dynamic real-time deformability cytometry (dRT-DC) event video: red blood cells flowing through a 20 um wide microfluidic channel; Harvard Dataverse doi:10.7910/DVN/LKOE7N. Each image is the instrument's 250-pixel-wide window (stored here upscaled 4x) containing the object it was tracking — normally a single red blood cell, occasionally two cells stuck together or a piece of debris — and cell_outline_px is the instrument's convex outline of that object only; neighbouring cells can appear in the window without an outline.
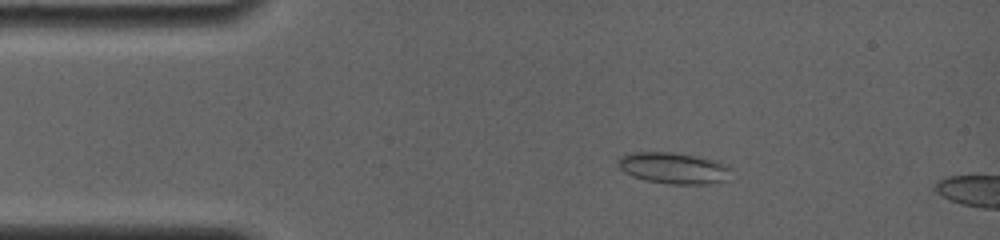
{"species": "common noctule bat (a hibernating species)", "species_latin": "Nyctalus noctula", "temperature_condition": "room temperature", "stored_images_in_passage": 4, "camera_frame_rate_fps": 4000, "um_per_image_px": 0.085, "animal": {"sex": "female", "body_mass_g": 19.0, "forearm_length_mm": 56.7}, "frame": {"image": 1, "passage_image": 3, "time_ms": 2.0, "image_size_px": [1000, 240], "cell_outline_px": [[728, 180], [708, 184], [668, 184], [644, 180], [632, 176], [624, 172], [616, 164], [620, 156], [632, 152], [672, 152], [720, 160], [728, 164]], "centroid_in_image_um": [57.25, 14.28], "position_along_channel_um": 27.8, "area_um2": 20.87}}